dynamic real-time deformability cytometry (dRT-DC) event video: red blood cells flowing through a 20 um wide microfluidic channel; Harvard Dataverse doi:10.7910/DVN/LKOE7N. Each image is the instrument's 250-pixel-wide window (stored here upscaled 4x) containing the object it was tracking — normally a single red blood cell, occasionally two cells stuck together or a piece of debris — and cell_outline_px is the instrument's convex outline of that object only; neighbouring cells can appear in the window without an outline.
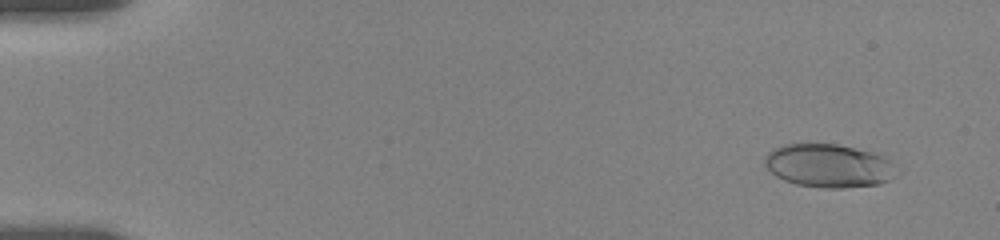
{"species": "human", "species_latin": "Homo sapiens", "temperature_condition": "room temperature", "stored_images_in_passage": 17, "camera_frame_rate_fps": 3000, "um_per_image_px": 0.085, "donor": {"sex": "female"}, "frame": {"image": 1, "passage_image": 4, "time_ms": 1.333, "image_size_px": [1000, 240], "cell_outline_px": [[900, 176], [880, 184], [844, 188], [824, 188], [796, 184], [784, 180], [776, 176], [764, 164], [764, 156], [772, 148], [784, 144], [836, 144], [872, 152], [884, 156], [900, 168]], "centroid_in_image_um": [70.51, 14.09], "position_along_channel_um": 14.5, "area_um2": 33.87}}
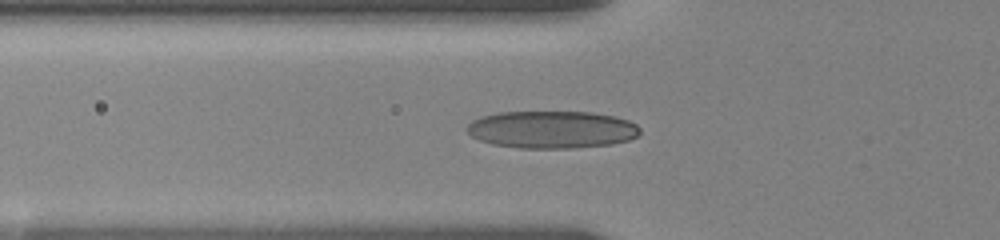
{"frame": {"image": 2, "passage_image": 14, "time_ms": 6.667, "image_size_px": [1000, 240], "cell_outline_px": [[640, 132], [636, 136], [628, 140], [612, 144], [572, 148], [520, 148], [492, 144], [480, 140], [472, 136], [468, 132], [468, 124], [472, 120], [480, 116], [500, 112], [592, 112], [616, 116], [628, 120], [636, 124], [640, 128]], "centroid_in_image_um": [46.91, 11.01], "position_along_channel_um": 78.9, "area_um2": 37.8}}
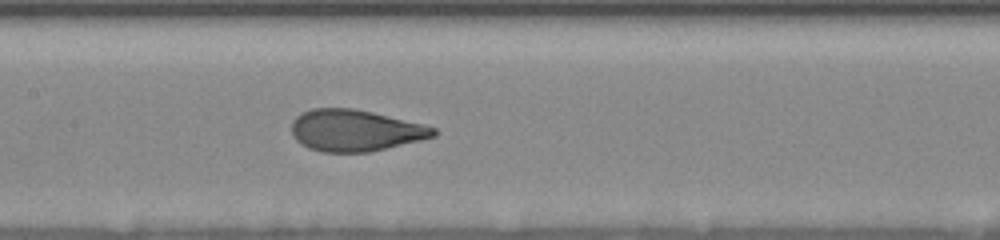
{"frame": {"image": 3, "passage_image": 17, "time_ms": 9.333, "image_size_px": [1000, 240], "cell_outline_px": [[440, 132], [436, 136], [420, 140], [368, 152], [320, 152], [308, 148], [300, 144], [292, 136], [292, 120], [300, 112], [312, 108], [352, 108], [372, 112], [424, 124], [436, 128]], "centroid_in_image_um": [30.17, 11.08], "position_along_channel_um": 177.2, "area_um2": 34.56}}